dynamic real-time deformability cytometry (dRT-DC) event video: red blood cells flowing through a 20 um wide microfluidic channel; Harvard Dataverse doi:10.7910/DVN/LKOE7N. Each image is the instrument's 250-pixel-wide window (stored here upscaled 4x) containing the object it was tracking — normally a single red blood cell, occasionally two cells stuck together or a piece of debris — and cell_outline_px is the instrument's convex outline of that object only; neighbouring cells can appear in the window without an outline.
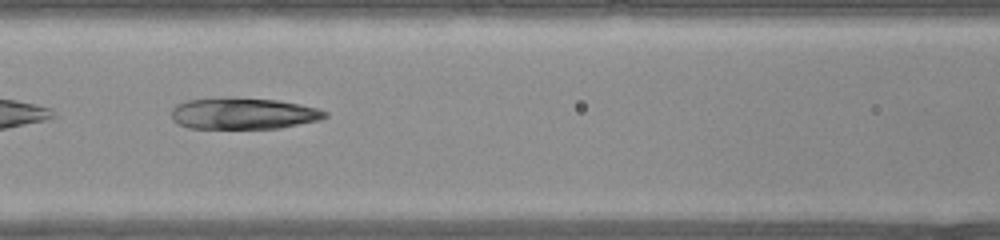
{"species": "common noctule bat (a hibernating species)", "species_latin": "Nyctalus noctula", "temperature_condition": "warm", "stored_images_in_passage": 38, "camera_frame_rate_fps": 3000, "um_per_image_px": 0.085, "animal": {"sex": "female", "body_mass_g": 22.0, "forearm_length_mm": 56.7}, "frame": {"image": 1, "passage_image": 17, "time_ms": 5.333, "image_size_px": [1000, 240], "cell_outline_px": [[328, 116], [320, 120], [280, 128], [188, 128], [176, 124], [172, 120], [172, 108], [176, 104], [188, 100], [224, 96], [276, 100], [316, 108], [328, 112]], "centroid_in_image_um": [20.63, 9.64], "position_along_channel_um": 146.0, "area_um2": 28.38}}
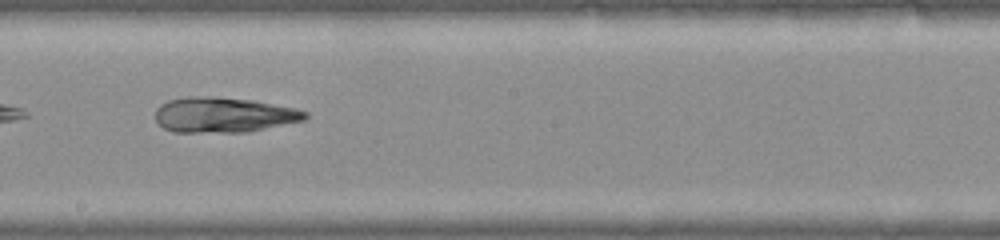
{"frame": {"image": 2, "passage_image": 22, "time_ms": 7.0, "image_size_px": [1000, 240], "cell_outline_px": [[308, 116], [304, 120], [244, 132], [172, 132], [164, 128], [156, 120], [156, 108], [160, 104], [168, 100], [184, 96], [208, 96], [252, 100], [296, 108], [308, 112]], "centroid_in_image_um": [18.97, 9.75], "position_along_channel_um": 229.2, "area_um2": 30.69}}
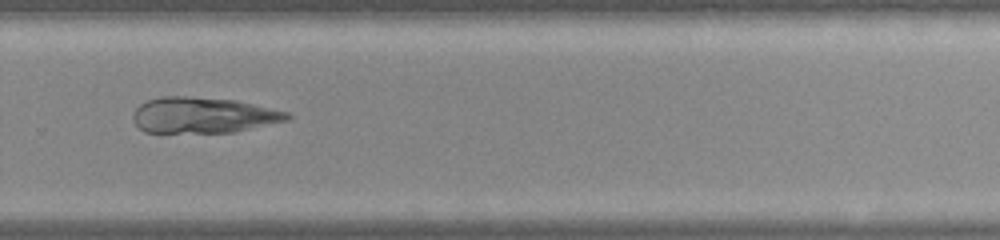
{"frame": {"image": 3, "passage_image": 27, "time_ms": 8.667, "image_size_px": [1000, 240], "cell_outline_px": [[292, 116], [288, 120], [236, 132], [144, 132], [132, 120], [132, 112], [140, 104], [148, 100], [160, 96], [184, 96], [236, 100], [288, 112]], "centroid_in_image_um": [17.25, 9.79], "position_along_channel_um": 312.5, "area_um2": 32.19}}